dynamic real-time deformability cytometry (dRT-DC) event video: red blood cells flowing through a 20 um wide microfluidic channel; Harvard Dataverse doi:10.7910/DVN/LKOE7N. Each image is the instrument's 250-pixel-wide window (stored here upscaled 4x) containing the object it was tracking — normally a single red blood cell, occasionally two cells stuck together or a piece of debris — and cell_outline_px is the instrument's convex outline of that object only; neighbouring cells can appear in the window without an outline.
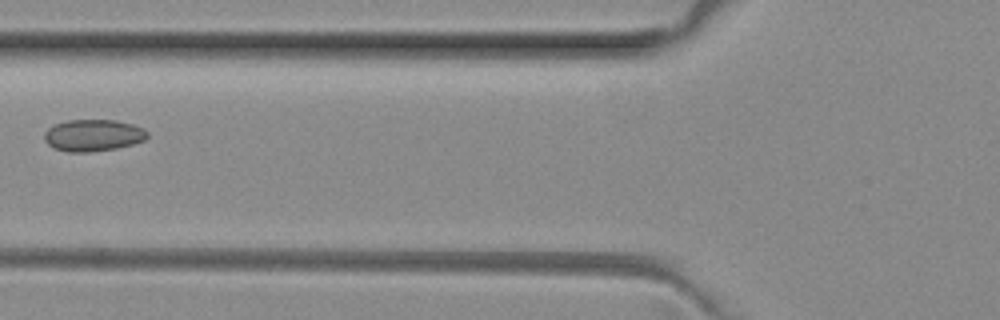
{"species": "common noctule bat (a hibernating species)", "species_latin": "Nyctalus noctula", "temperature_condition": "room temperature", "stored_images_in_passage": 4, "camera_frame_rate_fps": 3000, "um_per_image_px": 0.085, "animal": {"sex": "female", "body_mass_g": 29.2, "forearm_length_mm": 56.3}, "frame": {"image": 1, "passage_image": 3, "time_ms": 0.667, "image_size_px": [1000, 320], "cell_outline_px": [[148, 136], [144, 140], [132, 144], [116, 148], [88, 152], [68, 152], [52, 148], [44, 140], [44, 132], [48, 128], [56, 124], [68, 120], [116, 120], [132, 124], [144, 128], [148, 132]], "centroid_in_image_um": [7.9, 11.5], "position_along_channel_um": 117.9, "area_um2": 19.13}}
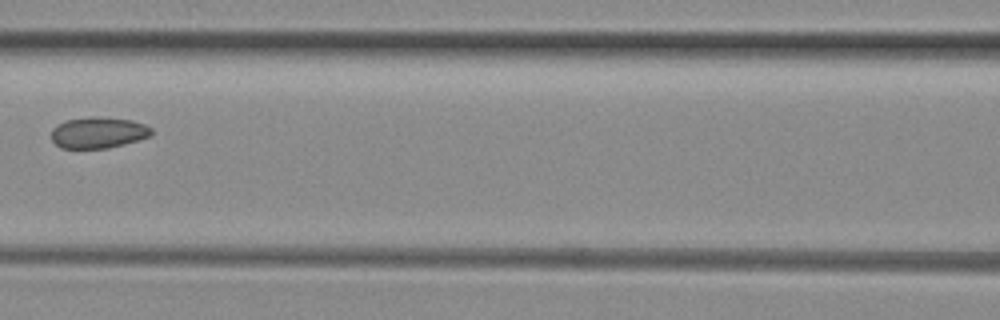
{"frame": {"image": 2, "passage_image": 4, "time_ms": 1.0, "image_size_px": [1000, 320], "cell_outline_px": [[152, 136], [124, 144], [108, 148], [60, 148], [52, 140], [52, 128], [68, 120], [88, 116], [96, 116], [132, 120], [144, 124], [152, 128]], "centroid_in_image_um": [8.38, 11.27], "position_along_channel_um": 158.2, "area_um2": 18.21}}